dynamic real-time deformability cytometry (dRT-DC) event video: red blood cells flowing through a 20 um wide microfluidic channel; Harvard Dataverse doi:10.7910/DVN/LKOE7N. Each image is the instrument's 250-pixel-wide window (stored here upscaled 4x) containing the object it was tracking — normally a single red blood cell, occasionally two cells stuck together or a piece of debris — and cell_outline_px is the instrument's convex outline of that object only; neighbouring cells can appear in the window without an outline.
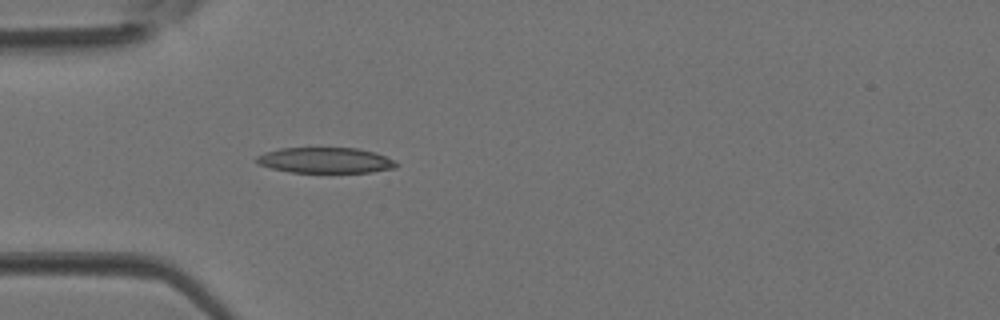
{"species": "Egyptian fruit bat (a non-hibernating species)", "species_latin": "Rousettus aegyptiacus", "temperature_condition": "room temperature", "stored_images_in_passage": 3, "camera_frame_rate_fps": 3000, "um_per_image_px": 0.085, "animal": {"sex": "female"}, "frame": {"image": 1, "passage_image": 3, "time_ms": 0.667, "image_size_px": [1000, 320], "cell_outline_px": [[400, 164], [396, 168], [372, 172], [292, 172], [272, 168], [256, 164], [256, 156], [264, 152], [280, 148], [356, 148], [376, 152]], "centroid_in_image_um": [27.65, 13.62], "position_along_channel_um": 57.4, "area_um2": 20.87}}